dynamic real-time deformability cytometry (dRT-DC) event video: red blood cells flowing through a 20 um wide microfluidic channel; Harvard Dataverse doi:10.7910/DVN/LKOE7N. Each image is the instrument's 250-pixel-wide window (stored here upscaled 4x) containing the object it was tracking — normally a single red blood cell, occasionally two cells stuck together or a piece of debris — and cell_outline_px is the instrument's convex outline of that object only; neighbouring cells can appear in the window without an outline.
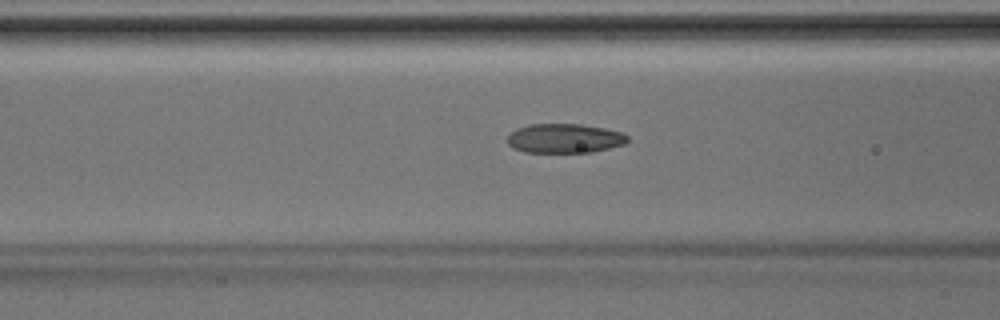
{"species": "Egyptian fruit bat (a non-hibernating species)", "species_latin": "Rousettus aegyptiacus", "temperature_condition": "room temperature", "stored_images_in_passage": 42, "camera_frame_rate_fps": 3000, "um_per_image_px": 0.085, "animal": {"sex": "male"}, "frame": {"image": 1, "passage_image": 17, "time_ms": 5.333, "image_size_px": [1000, 320], "cell_outline_px": [[628, 140], [624, 144], [592, 152], [524, 152], [512, 148], [508, 144], [508, 136], [516, 128], [528, 124], [580, 124], [604, 128], [620, 132], [628, 136]], "centroid_in_image_um": [47.95, 11.76], "position_along_channel_um": 118.6, "area_um2": 20.46}}
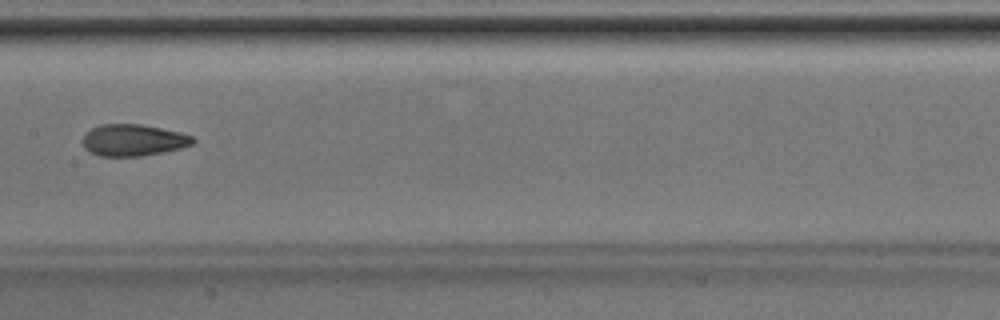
{"frame": {"image": 2, "passage_image": 22, "time_ms": 7.0, "image_size_px": [1000, 320], "cell_outline_px": [[196, 140], [192, 144], [180, 148], [140, 156], [100, 156], [88, 152], [84, 148], [80, 140], [84, 132], [100, 124], [140, 124], [180, 132], [192, 136]], "centroid_in_image_um": [11.24, 11.91], "position_along_channel_um": 196.2, "area_um2": 20.46}}
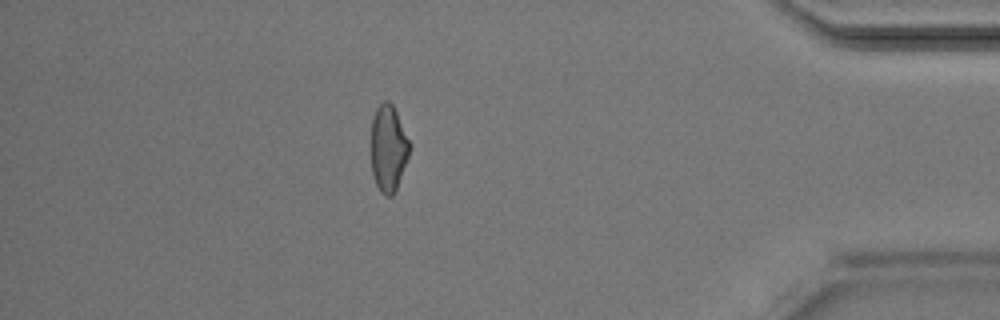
{"frame": {"image": 3, "passage_image": 38, "time_ms": 12.333, "image_size_px": [1000, 320], "cell_outline_px": [[412, 144], [408, 156], [396, 188], [392, 196], [384, 196], [380, 192], [376, 184], [372, 172], [372, 116], [376, 108], [384, 100], [388, 100], [392, 104]], "centroid_in_image_um": [33.01, 12.58], "position_along_channel_um": 402.2, "area_um2": 19.31}}